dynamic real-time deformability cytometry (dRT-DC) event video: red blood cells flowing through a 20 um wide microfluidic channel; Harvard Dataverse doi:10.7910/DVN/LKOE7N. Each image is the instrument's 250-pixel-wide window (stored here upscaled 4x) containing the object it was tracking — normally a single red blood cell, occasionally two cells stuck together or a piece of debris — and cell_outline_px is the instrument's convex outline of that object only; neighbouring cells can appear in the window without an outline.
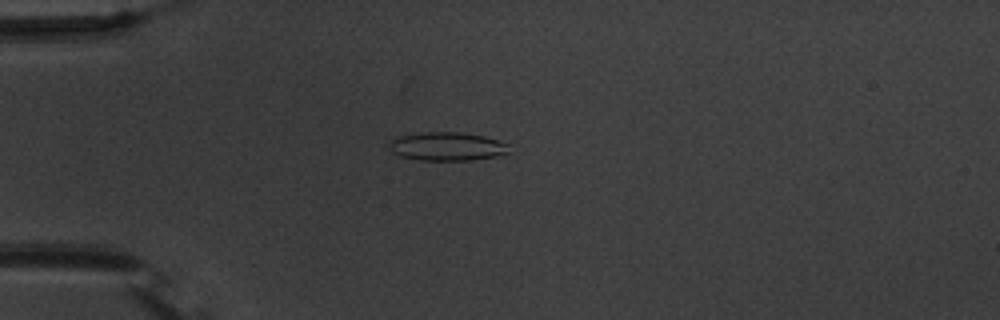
{"species": "common noctule bat (a hibernating species)", "species_latin": "Nyctalus noctula", "temperature_condition": "warm", "stored_images_in_passage": 44, "camera_frame_rate_fps": 3000, "um_per_image_px": 0.085, "animal": {"sex": "male", "body_mass_g": 20.1, "forearm_length_mm": 53.5}, "frame": {"image": 1, "passage_image": 5, "time_ms": 1.333, "image_size_px": [1000, 320], "cell_outline_px": [[508, 152], [496, 156], [472, 160], [420, 160], [400, 156], [392, 152], [388, 148], [388, 144], [396, 136], [420, 132], [464, 132], [484, 136], [508, 144]], "centroid_in_image_um": [37.95, 12.43], "position_along_channel_um": 47.1, "area_um2": 20.0}}
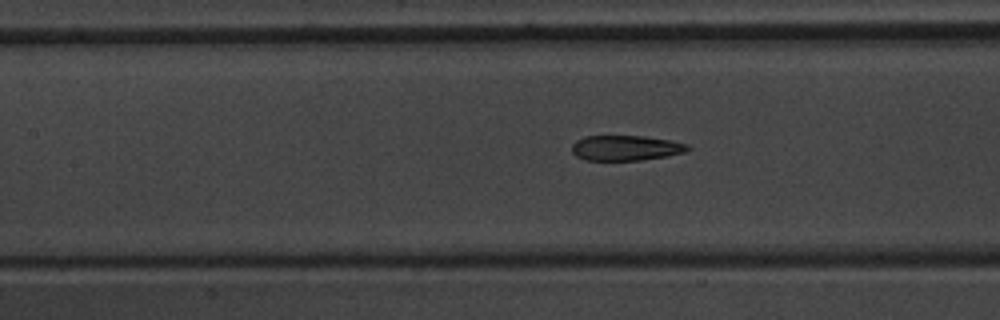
{"frame": {"image": 2, "passage_image": 15, "time_ms": 4.667, "image_size_px": [1000, 320], "cell_outline_px": [[692, 148], [684, 152], [668, 156], [640, 160], [588, 160], [576, 156], [572, 152], [572, 144], [576, 140], [584, 136], [644, 136], [672, 140], [688, 144]], "centroid_in_image_um": [53.21, 12.57], "position_along_channel_um": 154.2, "area_um2": 17.11}}
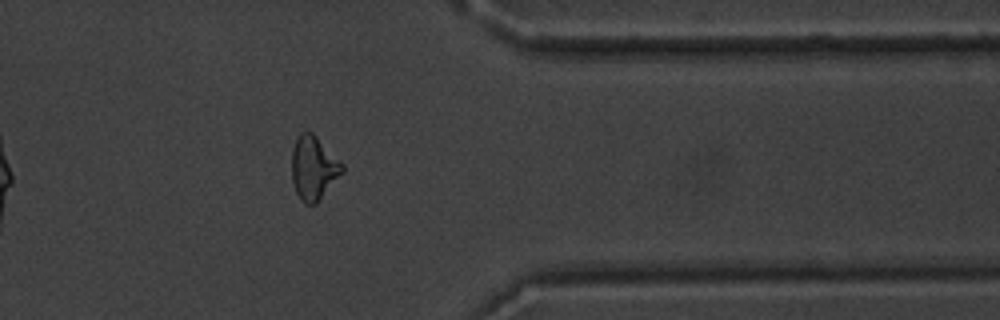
{"frame": {"image": 3, "passage_image": 34, "time_ms": 11.0, "image_size_px": [1000, 320], "cell_outline_px": [[344, 172], [316, 204], [304, 204], [300, 200], [296, 192], [292, 180], [292, 148], [300, 132], [312, 132], [344, 164]], "centroid_in_image_um": [26.66, 14.29], "position_along_channel_um": 384.7, "area_um2": 18.84}, "authors_computed_cell_mechanics": {"area_um2": 18.3515, "velocity_mm_per_s": 3.801, "shape_relaxation_time_tau1_ms": 7.0365, "shape_relaxation_time_tau2_ms": 2.363, "deformation_change_tau1": 0.2063, "deformation_change_tau2": 0.1011}}